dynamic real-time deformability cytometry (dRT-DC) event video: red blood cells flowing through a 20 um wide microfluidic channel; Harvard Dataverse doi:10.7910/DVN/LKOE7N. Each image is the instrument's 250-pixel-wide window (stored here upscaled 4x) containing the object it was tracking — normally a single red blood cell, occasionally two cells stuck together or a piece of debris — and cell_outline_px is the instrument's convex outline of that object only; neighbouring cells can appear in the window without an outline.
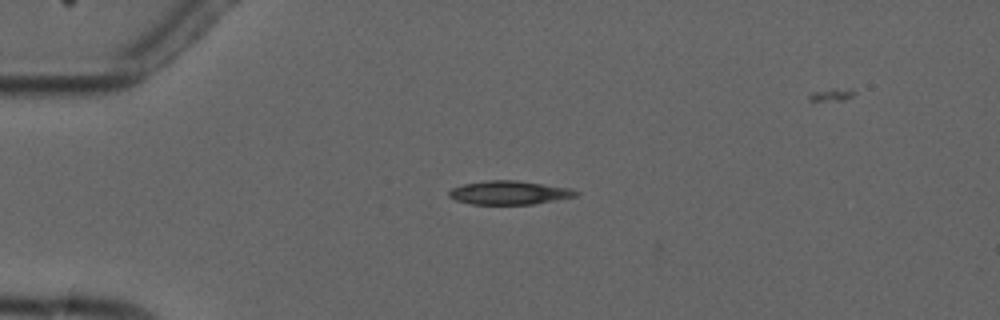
{"species": "common noctule bat (a hibernating species)", "species_latin": "Nyctalus noctula", "temperature_condition": "cold", "stored_images_in_passage": 4, "camera_frame_rate_fps": 3000, "um_per_image_px": 0.085, "animal": {"sex": "male", "forearm_length_mm": 52.5}, "frame": {"image": 1, "passage_image": 3, "time_ms": 3.333, "image_size_px": [1000, 320], "cell_outline_px": [[580, 192], [576, 196], [556, 200], [532, 204], [472, 204], [456, 200], [448, 196], [448, 192], [452, 188], [464, 184], [488, 180], [516, 180], [572, 188]], "centroid_in_image_um": [43.3, 16.37], "position_along_channel_um": 41.7, "area_um2": 17.46}}